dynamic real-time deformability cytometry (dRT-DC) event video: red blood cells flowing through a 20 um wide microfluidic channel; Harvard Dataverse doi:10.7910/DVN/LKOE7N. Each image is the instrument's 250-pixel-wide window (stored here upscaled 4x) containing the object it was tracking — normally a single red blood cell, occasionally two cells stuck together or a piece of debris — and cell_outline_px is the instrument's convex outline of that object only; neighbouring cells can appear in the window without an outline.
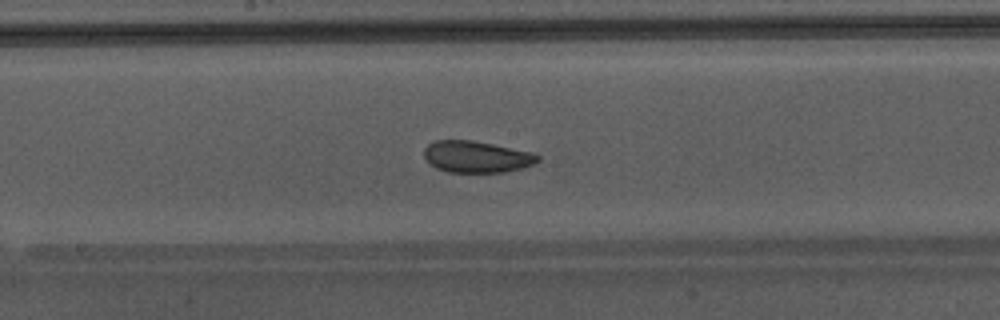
{"species": "Egyptian fruit bat (a non-hibernating species)", "species_latin": "Rousettus aegyptiacus", "temperature_condition": "warm", "stored_images_in_passage": 49, "camera_frame_rate_fps": 3000, "um_per_image_px": 0.085, "animal": {"sex": "male"}, "frame": {"image": 1, "passage_image": 28, "time_ms": 9.0, "image_size_px": [1000, 320], "cell_outline_px": [[540, 160], [524, 168], [504, 172], [448, 172], [436, 168], [424, 156], [424, 148], [428, 144], [436, 140], [472, 140], [536, 152], [540, 156]], "centroid_in_image_um": [40.56, 13.32], "position_along_channel_um": 207.6, "area_um2": 21.1}}
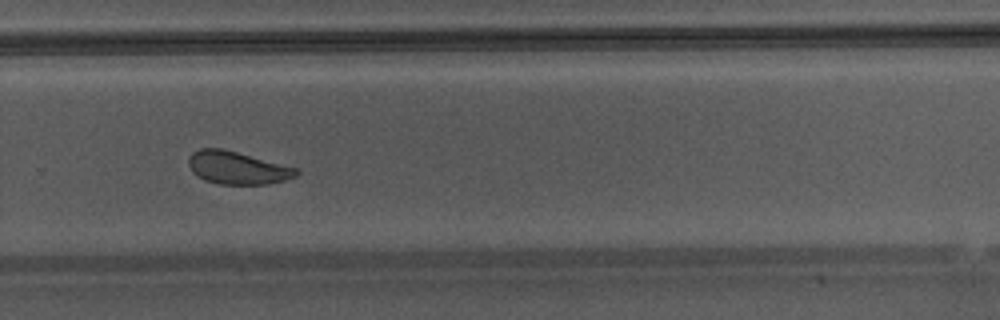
{"frame": {"image": 2, "passage_image": 35, "time_ms": 11.333, "image_size_px": [1000, 320], "cell_outline_px": [[300, 172], [296, 176], [284, 180], [268, 184], [220, 184], [204, 180], [192, 172], [188, 164], [188, 156], [192, 152], [200, 148], [224, 148], [296, 168]], "centroid_in_image_um": [20.13, 14.25], "position_along_channel_um": 309.7, "area_um2": 20.58}, "authors_computed_cell_mechanics": {"area_um2": 23.0622, "velocity_mm_per_s": 4.3821, "shape_relaxation_time_tau1_ms": 4.7417, "shape_relaxation_time_tau2_ms": 0.8553, "deformation_change_tau1": 0.1198, "deformation_change_tau2": 0.0616}}